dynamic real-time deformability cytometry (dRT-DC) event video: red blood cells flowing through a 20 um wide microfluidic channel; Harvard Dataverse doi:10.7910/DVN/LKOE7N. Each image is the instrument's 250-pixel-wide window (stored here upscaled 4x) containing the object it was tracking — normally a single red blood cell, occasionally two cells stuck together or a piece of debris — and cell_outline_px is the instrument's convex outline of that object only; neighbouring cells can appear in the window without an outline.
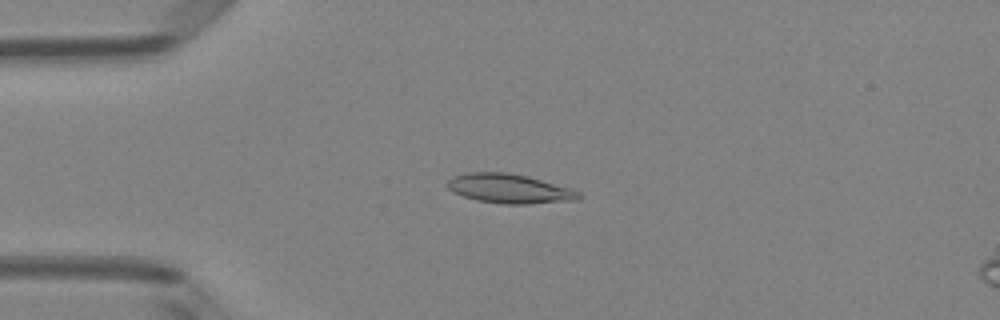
{"species": "Egyptian fruit bat (a non-hibernating species)", "species_latin": "Rousettus aegyptiacus", "temperature_condition": "room temperature", "stored_images_in_passage": 51, "camera_frame_rate_fps": 3000, "um_per_image_px": 0.085, "animal": {"sex": "female"}, "frame": {"image": 1, "passage_image": 13, "time_ms": 4.0, "image_size_px": [1000, 320], "cell_outline_px": [[580, 200], [528, 204], [504, 204], [476, 200], [452, 192], [444, 184], [452, 176], [464, 172], [508, 172], [528, 176], [572, 188], [580, 192]], "centroid_in_image_um": [43.29, 16.03], "position_along_channel_um": 41.7, "area_um2": 22.83}}
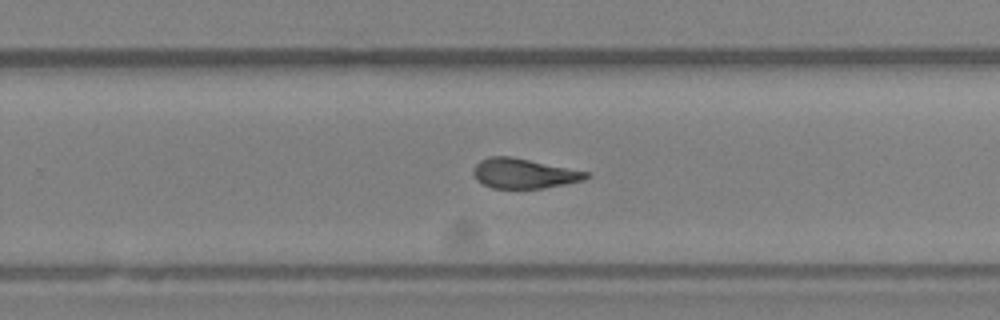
{"frame": {"image": 2, "passage_image": 33, "time_ms": 10.667, "image_size_px": [1000, 320], "cell_outline_px": [[592, 176], [584, 180], [544, 188], [492, 188], [476, 180], [472, 172], [472, 168], [480, 160], [488, 156], [512, 156], [588, 172]], "centroid_in_image_um": [44.5, 14.73], "position_along_channel_um": 285.3, "area_um2": 19.71}}
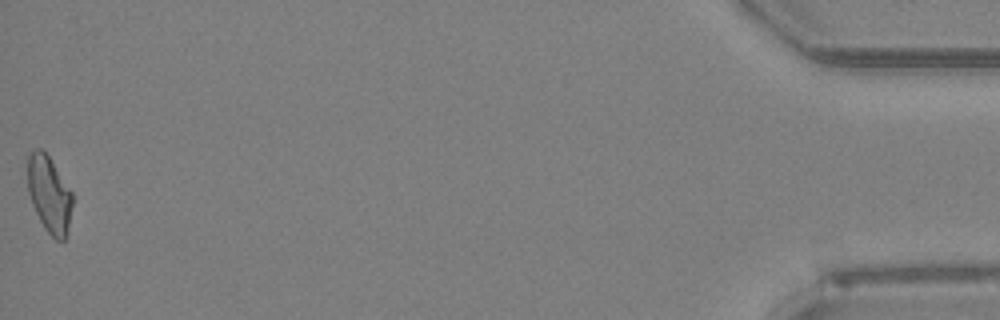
{"frame": {"image": 3, "passage_image": 51, "time_ms": 16.667, "image_size_px": [1000, 320], "cell_outline_px": [[72, 204], [68, 224], [64, 240], [56, 240], [44, 228], [32, 204], [28, 192], [28, 156], [36, 148], [40, 148], [48, 156], [72, 192]], "centroid_in_image_um": [4.17, 16.51], "position_along_channel_um": 431.0, "area_um2": 19.48}, "authors_computed_cell_mechanics": {"area_um2": 20.7502, "velocity_mm_per_s": 4.0272, "shape_relaxation_time_tau1_ms": 4.9711, "shape_relaxation_time_tau2_ms": 1.5073, "deformation_change_tau1": 0.1786, "deformation_change_tau2": 0.0925}}